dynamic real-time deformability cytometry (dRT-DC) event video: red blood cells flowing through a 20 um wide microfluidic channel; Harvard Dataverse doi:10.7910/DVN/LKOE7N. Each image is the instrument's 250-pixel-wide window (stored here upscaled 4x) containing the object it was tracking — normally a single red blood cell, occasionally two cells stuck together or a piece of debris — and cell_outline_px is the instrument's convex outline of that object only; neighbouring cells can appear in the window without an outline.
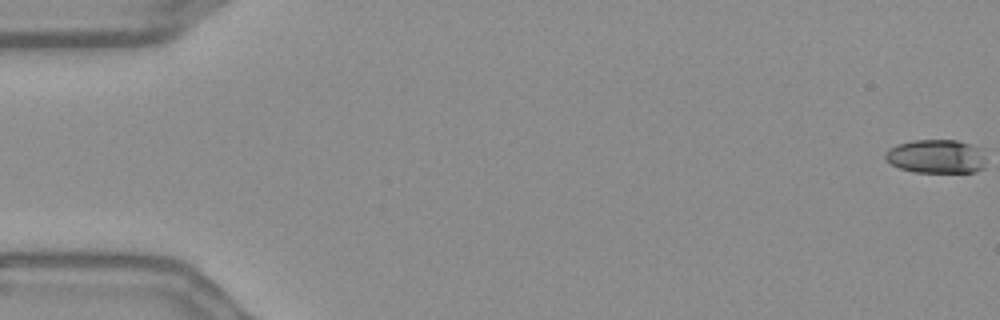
{"species": "Egyptian fruit bat (a non-hibernating species)", "species_latin": "Rousettus aegyptiacus", "temperature_condition": "warm", "stored_images_in_passage": 57, "camera_frame_rate_fps": 3000, "um_per_image_px": 0.085, "frame": {"image": 1, "passage_image": 1, "time_ms": 0.0, "image_size_px": [1000, 320], "cell_outline_px": [[984, 168], [976, 172], [916, 172], [900, 168], [892, 164], [884, 156], [884, 152], [888, 148], [896, 144], [912, 140], [956, 140], [972, 144], [980, 148], [984, 160]], "centroid_in_image_um": [79.57, 13.29], "position_along_channel_um": 5.4, "area_um2": 19.88}}
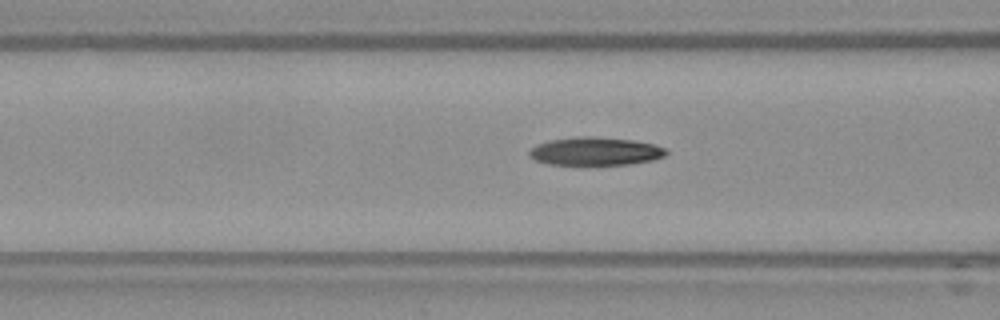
{"frame": {"image": 2, "passage_image": 23, "time_ms": 7.333, "image_size_px": [1000, 320], "cell_outline_px": [[668, 152], [664, 156], [652, 160], [628, 164], [544, 164], [528, 156], [528, 152], [536, 144], [548, 140], [576, 136], [596, 136], [632, 140], [652, 144], [664, 148]], "centroid_in_image_um": [50.54, 12.84], "position_along_channel_um": 116.1, "area_um2": 22.43}}
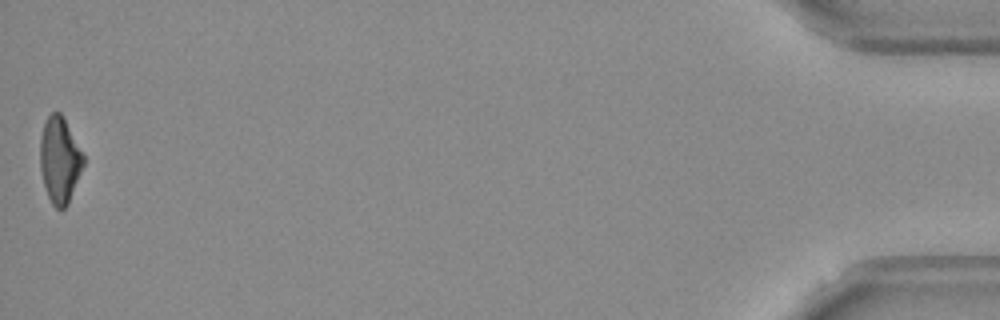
{"frame": {"image": 3, "passage_image": 57, "time_ms": 18.667, "image_size_px": [1000, 320], "cell_outline_px": [[84, 164], [68, 204], [64, 208], [56, 208], [52, 204], [48, 196], [44, 184], [40, 168], [40, 136], [44, 124], [48, 116], [52, 112], [60, 112], [84, 156]], "centroid_in_image_um": [5.06, 13.61], "position_along_channel_um": 430.1, "area_um2": 21.33}, "authors_computed_cell_mechanics": {"area_um2": 22.253, "velocity_mm_per_s": 3.636, "shape_relaxation_time_tau1_ms": 3.5759, "shape_relaxation_time_tau2_ms": 5.0429, "deformation_change_tau1": 0.1763, "deformation_change_tau2": 0.1529}}